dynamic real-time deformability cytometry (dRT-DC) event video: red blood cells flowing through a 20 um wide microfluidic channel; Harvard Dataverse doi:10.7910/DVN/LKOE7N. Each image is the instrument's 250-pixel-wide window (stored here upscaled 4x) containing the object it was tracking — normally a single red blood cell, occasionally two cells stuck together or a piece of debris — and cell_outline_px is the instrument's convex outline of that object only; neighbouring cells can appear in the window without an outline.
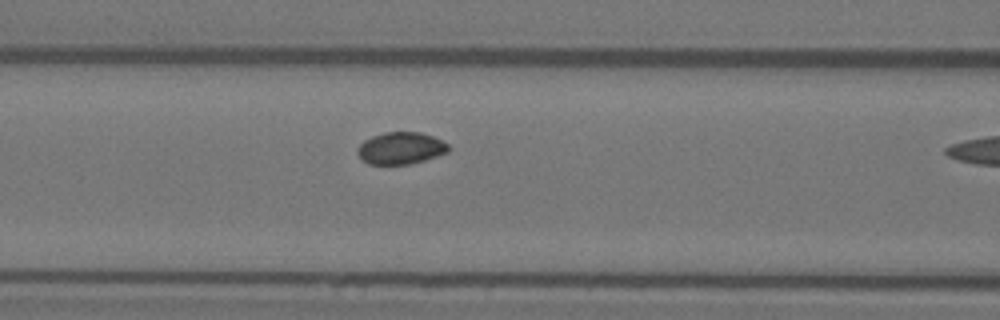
{"species": "Egyptian fruit bat (a non-hibernating species)", "species_latin": "Rousettus aegyptiacus", "temperature_condition": "warm", "stored_images_in_passage": 10, "camera_frame_rate_fps": 3000, "um_per_image_px": 0.085, "animal": {"sex": "female"}, "frame": {"image": 1, "passage_image": 9, "time_ms": 2.667, "image_size_px": [1000, 320], "cell_outline_px": [[452, 148], [448, 152], [424, 160], [408, 164], [368, 164], [356, 152], [360, 144], [364, 140], [372, 136], [384, 132], [420, 132], [432, 136], [448, 144]], "centroid_in_image_um": [34.07, 12.59], "position_along_channel_um": 132.5, "area_um2": 16.88}}